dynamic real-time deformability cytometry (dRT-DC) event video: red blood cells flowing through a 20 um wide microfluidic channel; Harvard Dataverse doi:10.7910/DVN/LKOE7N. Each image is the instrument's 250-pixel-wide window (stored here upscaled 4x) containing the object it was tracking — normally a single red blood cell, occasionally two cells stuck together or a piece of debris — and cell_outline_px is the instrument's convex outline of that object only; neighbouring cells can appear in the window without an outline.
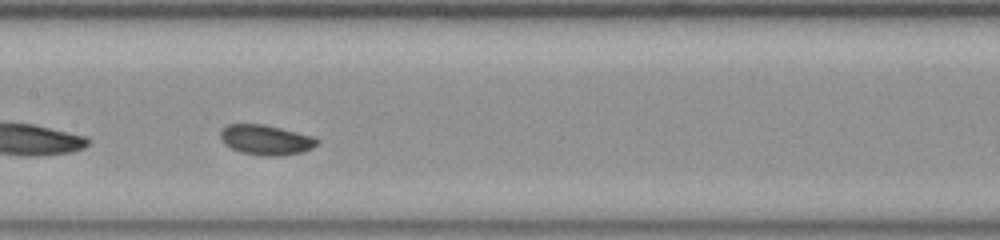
{"species": "common noctule bat (a hibernating species)", "species_latin": "Nyctalus noctula", "temperature_condition": "room temperature", "stored_images_in_passage": 31, "camera_frame_rate_fps": 3000, "um_per_image_px": 0.085, "animal": {"sex": "female", "body_mass_g": 23.0, "forearm_length_mm": 53.4}, "frame": {"image": 1, "passage_image": 14, "time_ms": 4.333, "image_size_px": [1000, 240], "cell_outline_px": [[320, 140], [312, 148], [300, 152], [280, 156], [264, 156], [240, 152], [224, 144], [220, 136], [220, 132], [228, 124], [264, 124], [316, 136]], "centroid_in_image_um": [22.63, 11.88], "position_along_channel_um": 184.8, "area_um2": 16.99}}
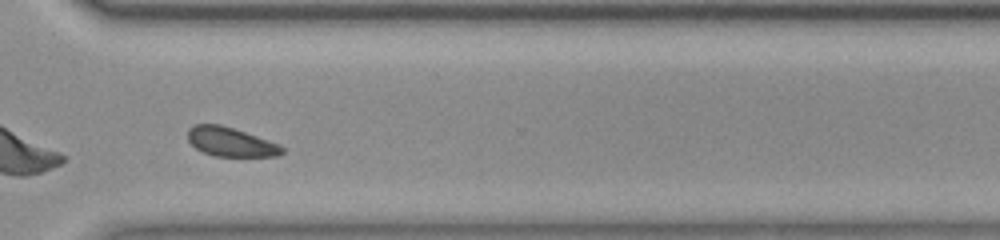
{"frame": {"image": 2, "passage_image": 27, "time_ms": 8.667, "image_size_px": [1000, 240], "cell_outline_px": [[284, 152], [280, 156], [216, 156], [204, 152], [196, 148], [188, 140], [188, 128], [196, 124], [220, 124], [280, 144], [284, 148]], "centroid_in_image_um": [19.62, 12.06], "position_along_channel_um": 351.0, "area_um2": 15.84}}